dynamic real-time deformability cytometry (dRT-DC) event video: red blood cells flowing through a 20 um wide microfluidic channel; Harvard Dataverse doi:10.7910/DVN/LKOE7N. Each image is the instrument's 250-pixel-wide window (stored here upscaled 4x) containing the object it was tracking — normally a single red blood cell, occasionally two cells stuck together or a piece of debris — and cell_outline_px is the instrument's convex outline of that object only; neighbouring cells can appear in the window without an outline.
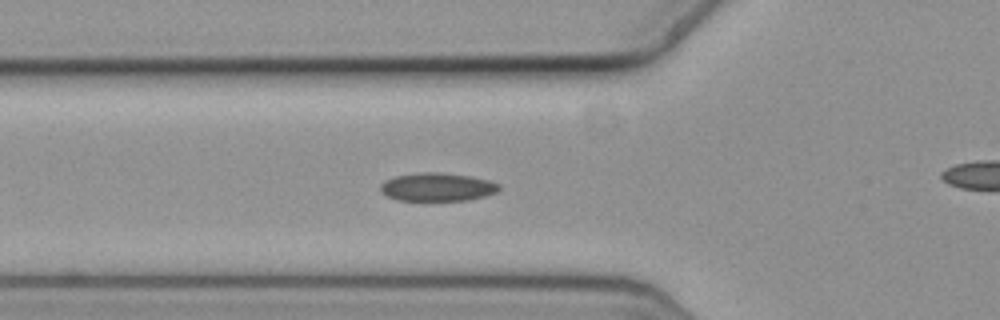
{"species": "common noctule bat (a hibernating species)", "species_latin": "Nyctalus noctula", "temperature_condition": "cold", "stored_images_in_passage": 39, "camera_frame_rate_fps": 3000, "um_per_image_px": 0.085, "animal": {"sex": "female", "body_mass_g": 19.3, "forearm_length_mm": 54.1}, "frame": {"image": 1, "passage_image": 9, "time_ms": 2.667, "image_size_px": [1000, 320], "cell_outline_px": [[500, 188], [496, 192], [484, 196], [468, 200], [396, 200], [380, 192], [380, 184], [384, 180], [396, 176], [420, 172], [440, 172], [468, 176], [488, 180], [500, 184]], "centroid_in_image_um": [37.14, 15.89], "position_along_channel_um": 88.7, "area_um2": 19.48}}
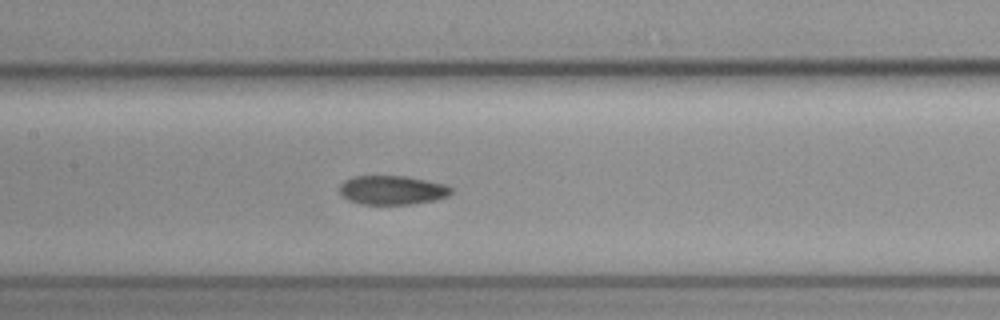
{"frame": {"image": 2, "passage_image": 16, "time_ms": 5.0, "image_size_px": [1000, 320], "cell_outline_px": [[452, 192], [448, 196], [436, 200], [412, 204], [360, 204], [348, 200], [340, 196], [340, 184], [344, 180], [352, 176], [404, 176], [444, 184], [452, 188]], "centroid_in_image_um": [33.3, 16.16], "position_along_channel_um": 174.1, "area_um2": 18.96}}
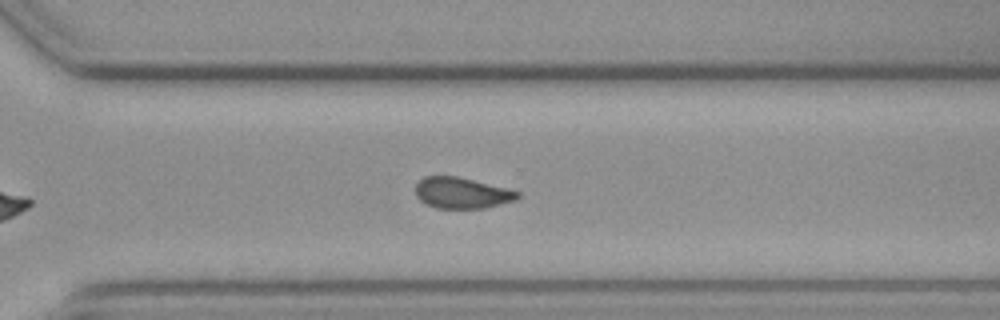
{"frame": {"image": 3, "passage_image": 29, "time_ms": 9.333, "image_size_px": [1000, 320], "cell_outline_px": [[520, 196], [516, 200], [484, 208], [436, 208], [420, 200], [416, 196], [416, 184], [424, 176], [456, 176], [520, 192]], "centroid_in_image_um": [39.23, 16.4], "position_along_channel_um": 331.4, "area_um2": 18.15}, "authors_computed_cell_mechanics": {"area_um2": 19.1896, "velocity_mm_per_s": 3.6393, "shape_relaxation_time_tau1_ms": null, "shape_relaxation_time_tau2_ms": 4.767, "deformation_change_tau1": null, "deformation_change_tau2": 0.0884}}